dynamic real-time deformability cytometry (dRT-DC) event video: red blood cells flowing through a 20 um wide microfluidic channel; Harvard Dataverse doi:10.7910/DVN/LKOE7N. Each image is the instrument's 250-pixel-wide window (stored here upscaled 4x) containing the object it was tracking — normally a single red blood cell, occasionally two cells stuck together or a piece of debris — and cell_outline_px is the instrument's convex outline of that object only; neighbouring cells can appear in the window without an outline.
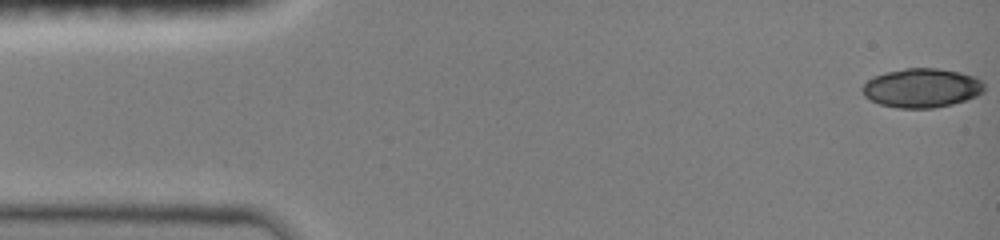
{"species": "common noctule bat (a hibernating species)", "species_latin": "Nyctalus noctula", "temperature_condition": "room temperature", "stored_images_in_passage": 47, "camera_frame_rate_fps": 3000, "um_per_image_px": 0.085, "animal": {"sex": "female", "body_mass_g": 19.0, "forearm_length_mm": 51.5}, "frame": {"image": 1, "passage_image": 1, "time_ms": 0.0, "image_size_px": [1000, 240], "cell_outline_px": [[984, 92], [976, 96], [952, 104], [932, 108], [896, 108], [880, 104], [864, 96], [860, 88], [872, 76], [884, 72], [904, 68], [936, 68], [960, 72], [976, 76], [984, 84]], "centroid_in_image_um": [78.33, 7.47], "position_along_channel_um": 6.7, "area_um2": 27.98}}
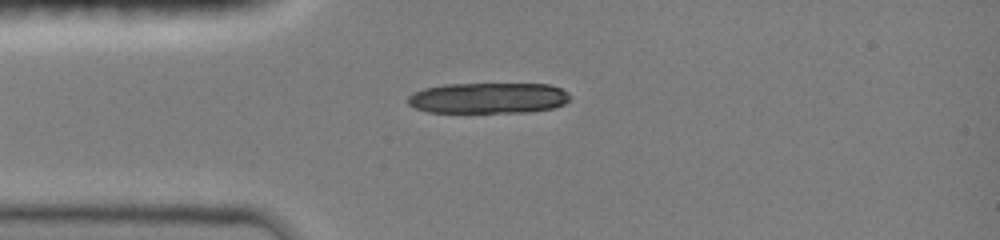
{"frame": {"image": 2, "passage_image": 12, "time_ms": 3.667, "image_size_px": [1000, 240], "cell_outline_px": [[572, 96], [564, 104], [552, 108], [528, 112], [428, 112], [416, 108], [408, 104], [408, 96], [412, 92], [424, 88], [444, 84], [548, 84], [560, 88], [568, 92]], "centroid_in_image_um": [41.5, 8.33], "position_along_channel_um": 43.5, "area_um2": 29.19}}